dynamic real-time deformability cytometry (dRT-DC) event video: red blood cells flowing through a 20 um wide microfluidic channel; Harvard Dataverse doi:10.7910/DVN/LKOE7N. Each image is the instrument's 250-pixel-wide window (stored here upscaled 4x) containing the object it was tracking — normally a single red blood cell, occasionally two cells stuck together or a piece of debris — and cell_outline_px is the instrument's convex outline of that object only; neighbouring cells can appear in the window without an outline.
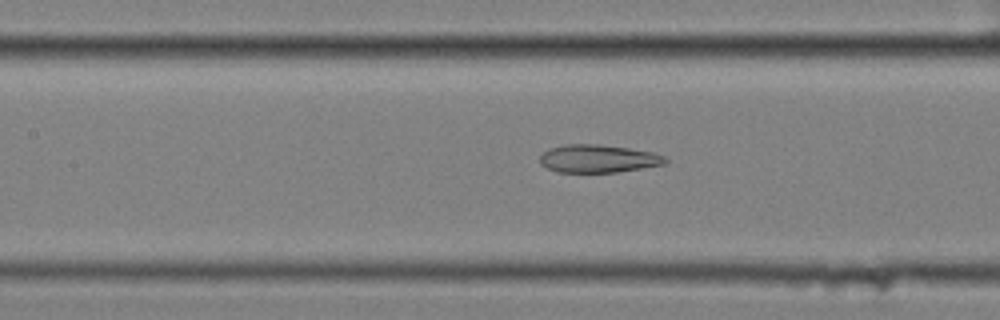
{"species": "common noctule bat (a hibernating species)", "species_latin": "Nyctalus noctula", "temperature_condition": "cold", "stored_images_in_passage": 58, "camera_frame_rate_fps": 3000, "um_per_image_px": 0.085, "animal": {"sex": "female", "body_mass_g": 25.1}, "frame": {"image": 1, "passage_image": 27, "time_ms": 8.667, "image_size_px": [1000, 320], "cell_outline_px": [[668, 160], [664, 164], [616, 172], [556, 172], [540, 164], [540, 156], [548, 148], [564, 144], [600, 144], [628, 148], [652, 152], [664, 156]], "centroid_in_image_um": [50.8, 13.48], "position_along_channel_um": 156.6, "area_um2": 20.35}}
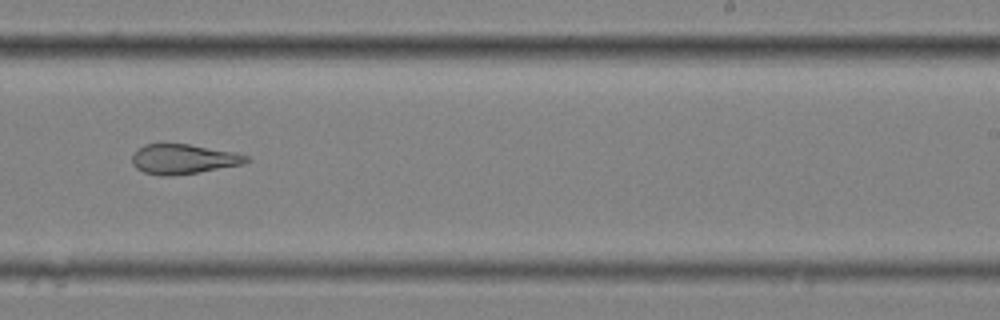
{"frame": {"image": 2, "passage_image": 37, "time_ms": 12.0, "image_size_px": [1000, 320], "cell_outline_px": [[252, 160], [240, 164], [196, 172], [168, 176], [160, 176], [144, 172], [136, 168], [132, 164], [132, 156], [136, 148], [144, 144], [188, 144], [236, 152], [248, 156]], "centroid_in_image_um": [15.54, 13.51], "position_along_channel_um": 273.5, "area_um2": 19.71}}
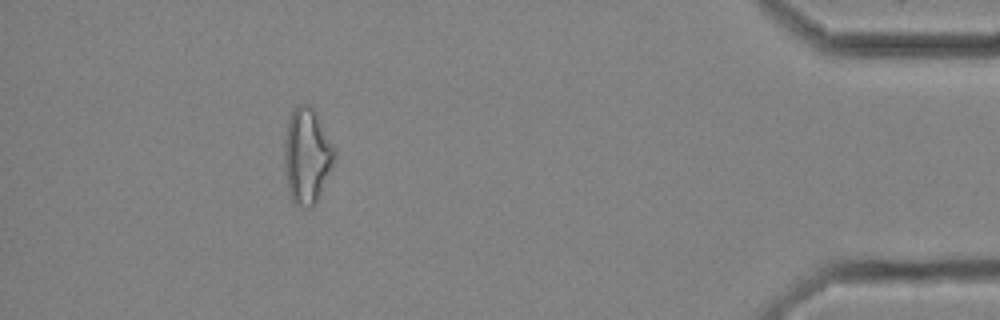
{"frame": {"image": 3, "passage_image": 53, "time_ms": 17.333, "image_size_px": [1000, 320], "cell_outline_px": [[332, 164], [320, 192], [312, 208], [304, 208], [296, 204], [292, 200], [288, 192], [284, 160], [284, 144], [288, 120], [292, 112], [300, 104], [312, 104], [332, 144]], "centroid_in_image_um": [26.04, 13.23], "position_along_channel_um": 409.2, "area_um2": 27.17}, "authors_computed_cell_mechanics": {"area_um2": 25.2297, "velocity_mm_per_s": 3.5126, "shape_relaxation_time_tau1_ms": null, "shape_relaxation_time_tau2_ms": 2.7872, "deformation_change_tau1": null, "deformation_change_tau2": 0.1245}}